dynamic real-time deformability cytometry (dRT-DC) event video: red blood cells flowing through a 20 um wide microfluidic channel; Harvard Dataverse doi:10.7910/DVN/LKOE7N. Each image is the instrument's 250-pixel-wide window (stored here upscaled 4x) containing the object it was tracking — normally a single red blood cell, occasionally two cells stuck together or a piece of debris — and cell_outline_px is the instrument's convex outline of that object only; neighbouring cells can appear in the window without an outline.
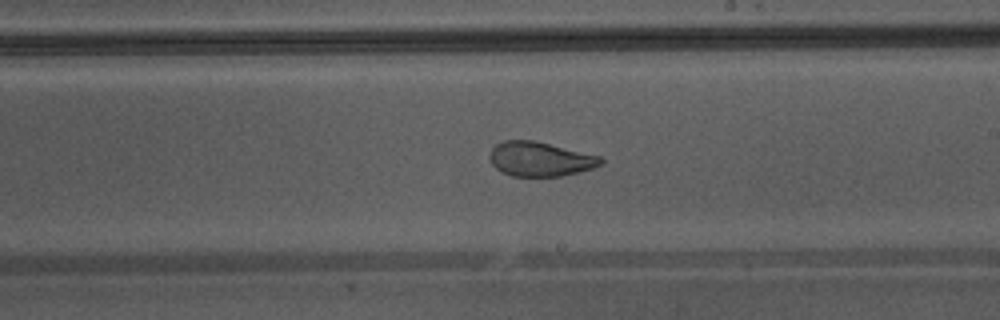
{"species": "Egyptian fruit bat (a non-hibernating species)", "species_latin": "Rousettus aegyptiacus", "temperature_condition": "warm", "stored_images_in_passage": 46, "camera_frame_rate_fps": 3000, "um_per_image_px": 0.085, "animal": {"sex": "male"}, "frame": {"image": 1, "passage_image": 27, "time_ms": 8.667, "image_size_px": [1000, 320], "cell_outline_px": [[604, 164], [592, 168], [560, 176], [512, 176], [496, 168], [492, 164], [488, 156], [492, 148], [496, 144], [504, 140], [532, 140], [600, 156], [604, 160]], "centroid_in_image_um": [45.89, 13.52], "position_along_channel_um": 243.1, "area_um2": 22.08}, "authors_computed_cell_mechanics": {"area_um2": 27.4261, "velocity_mm_per_s": 4.3672, "shape_relaxation_time_tau1_ms": 9.1309, "shape_relaxation_time_tau2_ms": 1.1326, "deformation_change_tau1": 0.226, "deformation_change_tau2": 0.0645}}